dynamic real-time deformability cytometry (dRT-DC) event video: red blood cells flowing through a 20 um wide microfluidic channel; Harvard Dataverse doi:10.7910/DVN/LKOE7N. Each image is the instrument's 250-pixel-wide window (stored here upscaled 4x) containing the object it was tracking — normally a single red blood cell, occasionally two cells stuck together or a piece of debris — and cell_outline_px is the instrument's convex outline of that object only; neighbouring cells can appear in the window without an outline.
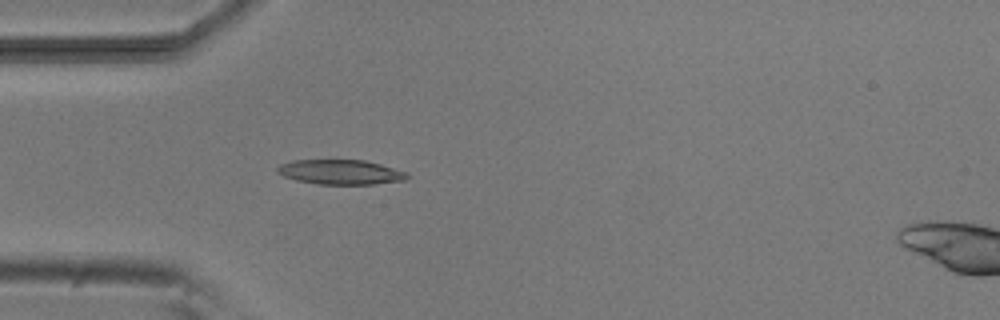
{"species": "common noctule bat (a hibernating species)", "species_latin": "Nyctalus noctula", "temperature_condition": "room temperature", "stored_images_in_passage": 4, "camera_frame_rate_fps": 3000, "um_per_image_px": 0.085, "animal": {"sex": "male", "body_mass_g": 20.5, "forearm_length_mm": 52.5}, "frame": {"image": 1, "passage_image": 3, "time_ms": 3.333, "image_size_px": [1000, 320], "cell_outline_px": [[408, 176], [404, 180], [376, 184], [320, 184], [296, 180], [284, 176], [276, 172], [276, 168], [280, 164], [292, 160], [364, 160], [380, 164], [408, 172]], "centroid_in_image_um": [28.93, 14.62], "position_along_channel_um": 56.1, "area_um2": 18.67}}